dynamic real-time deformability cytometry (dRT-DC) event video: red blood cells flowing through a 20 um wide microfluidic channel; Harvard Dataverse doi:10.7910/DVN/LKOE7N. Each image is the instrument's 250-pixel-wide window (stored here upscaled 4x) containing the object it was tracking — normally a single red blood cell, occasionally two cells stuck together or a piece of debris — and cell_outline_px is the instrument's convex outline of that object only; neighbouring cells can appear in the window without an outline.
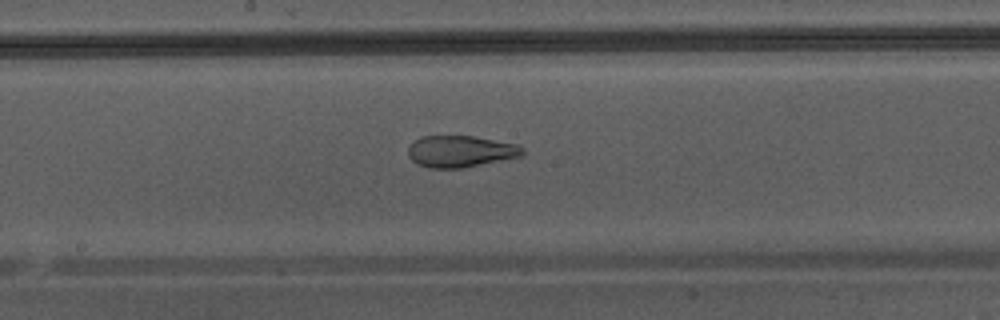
{"species": "Egyptian fruit bat (a non-hibernating species)", "species_latin": "Rousettus aegyptiacus", "temperature_condition": "warm", "stored_images_in_passage": 47, "camera_frame_rate_fps": 3000, "um_per_image_px": 0.085, "animal": {"sex": "male"}, "frame": {"image": 1, "passage_image": 27, "time_ms": 8.667, "image_size_px": [1000, 320], "cell_outline_px": [[524, 152], [520, 156], [464, 168], [428, 168], [412, 160], [408, 156], [408, 148], [420, 136], [472, 136], [516, 144], [524, 148]], "centroid_in_image_um": [39.13, 12.87], "position_along_channel_um": 209.1, "area_um2": 20.87}}